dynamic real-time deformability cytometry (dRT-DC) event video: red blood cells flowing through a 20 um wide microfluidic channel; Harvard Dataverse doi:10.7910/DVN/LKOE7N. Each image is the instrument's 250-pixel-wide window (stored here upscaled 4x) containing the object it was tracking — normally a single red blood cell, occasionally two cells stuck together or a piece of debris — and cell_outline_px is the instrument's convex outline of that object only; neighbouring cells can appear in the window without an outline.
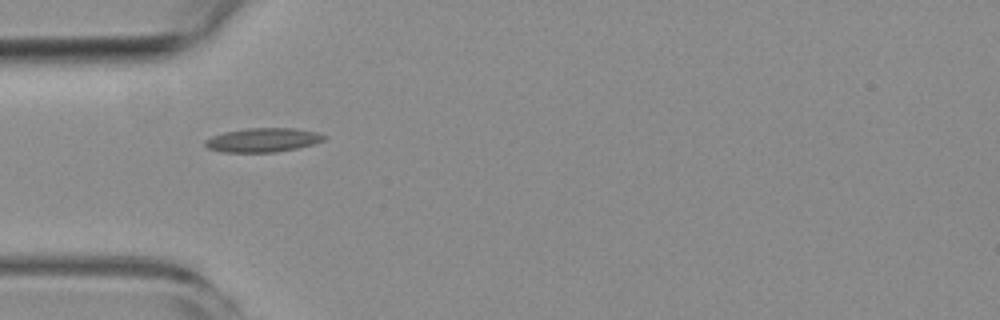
{"species": "common noctule bat (a hibernating species)", "species_latin": "Nyctalus noctula", "temperature_condition": "room temperature", "stored_images_in_passage": 6, "camera_frame_rate_fps": 3000, "um_per_image_px": 0.085, "animal": {"sex": "female", "body_mass_g": 19.3, "forearm_length_mm": 54.1}, "frame": {"image": 1, "passage_image": 5, "time_ms": 5.333, "image_size_px": [1000, 320], "cell_outline_px": [[328, 136], [324, 140], [312, 144], [296, 148], [276, 152], [224, 152], [208, 148], [204, 144], [204, 140], [212, 136], [224, 132], [248, 128], [296, 128], [316, 132]], "centroid_in_image_um": [22.34, 11.89], "position_along_channel_um": 62.7, "area_um2": 16.59}}
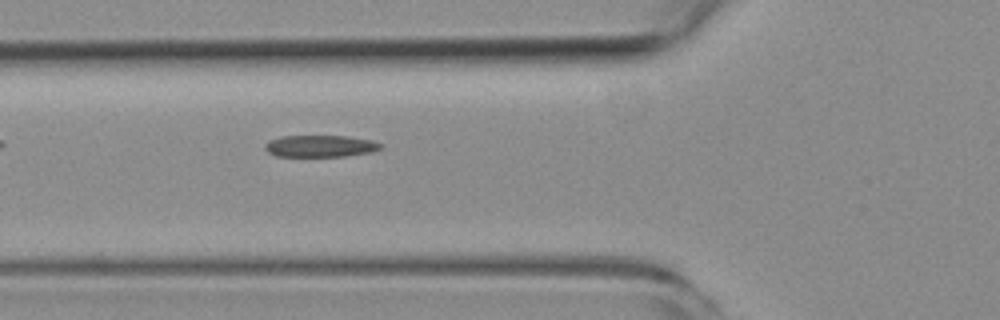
{"frame": {"image": 2, "passage_image": 6, "time_ms": 6.333, "image_size_px": [1000, 320], "cell_outline_px": [[384, 144], [380, 148], [372, 152], [344, 156], [276, 156], [268, 152], [264, 148], [264, 144], [268, 140], [280, 136], [348, 136], [372, 140]], "centroid_in_image_um": [27.21, 12.41], "position_along_channel_um": 98.6, "area_um2": 14.8}}